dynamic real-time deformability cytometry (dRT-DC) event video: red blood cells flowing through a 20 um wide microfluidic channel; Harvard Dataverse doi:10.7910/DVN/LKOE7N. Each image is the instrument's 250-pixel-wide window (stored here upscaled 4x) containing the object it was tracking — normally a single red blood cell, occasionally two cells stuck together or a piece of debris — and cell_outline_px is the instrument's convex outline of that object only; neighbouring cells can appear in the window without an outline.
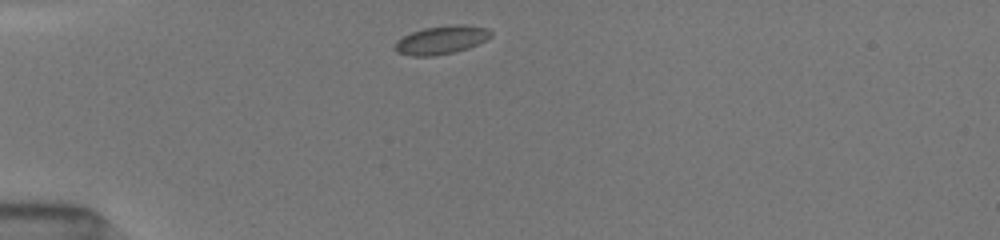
{"species": "common noctule bat (a hibernating species)", "species_latin": "Nyctalus noctula", "temperature_condition": "room temperature", "stored_images_in_passage": 66, "camera_frame_rate_fps": 3000, "um_per_image_px": 0.085, "animal": {"sex": "female", "body_mass_g": 19.5, "forearm_length_mm": 54.1}, "frame": {"image": 1, "passage_image": 1, "time_ms": 0.0, "image_size_px": [1000, 240], "cell_outline_px": [[492, 36], [468, 48], [436, 56], [412, 56], [396, 52], [392, 48], [396, 40], [412, 32], [424, 28], [452, 24], [464, 24], [488, 28], [492, 32]], "centroid_in_image_um": [37.48, 3.39], "position_along_channel_um": 47.5, "area_um2": 15.95}}
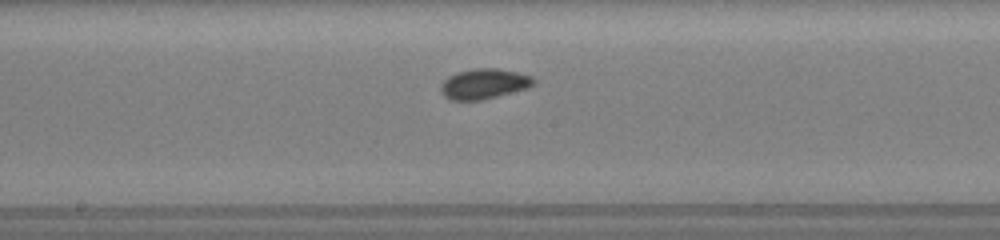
{"frame": {"image": 2, "passage_image": 22, "time_ms": 4.667, "image_size_px": [1000, 240], "cell_outline_px": [[536, 84], [528, 88], [480, 100], [452, 100], [444, 96], [440, 92], [440, 84], [448, 76], [456, 72], [476, 68], [496, 68], [516, 72], [532, 76], [536, 80]], "centroid_in_image_um": [41.13, 7.12], "position_along_channel_um": 207.1, "area_um2": 16.42}}
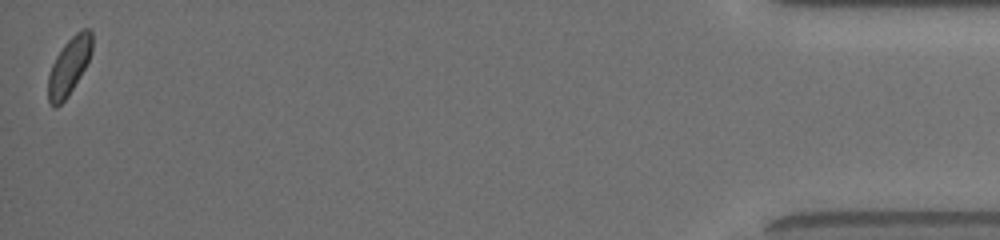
{"frame": {"image": 3, "passage_image": 65, "time_ms": 12.333, "image_size_px": [1000, 240], "cell_outline_px": [[92, 52], [84, 68], [68, 96], [56, 108], [48, 100], [48, 76], [52, 64], [56, 56], [64, 44], [80, 28], [92, 28]], "centroid_in_image_um": [5.88, 5.58], "position_along_channel_um": 429.3, "area_um2": 14.57}, "authors_computed_cell_mechanics": {"area_um2": 15.3459, "velocity_mm_per_s": 3.984, "shape_relaxation_time_tau1_ms": 1.2694, "shape_relaxation_time_tau2_ms": null, "deformation_change_tau1": 0.067, "deformation_change_tau2": null}}